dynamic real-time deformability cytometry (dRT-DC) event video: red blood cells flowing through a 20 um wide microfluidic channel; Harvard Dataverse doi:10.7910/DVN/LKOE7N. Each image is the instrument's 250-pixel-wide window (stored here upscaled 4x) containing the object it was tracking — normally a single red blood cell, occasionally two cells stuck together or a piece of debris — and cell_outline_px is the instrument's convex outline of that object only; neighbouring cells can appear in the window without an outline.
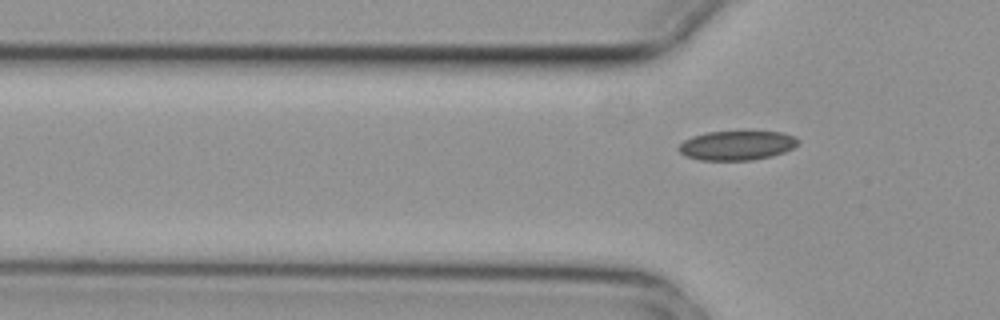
{"species": "common noctule bat (a hibernating species)", "species_latin": "Nyctalus noctula", "temperature_condition": "cold", "stored_images_in_passage": 3, "camera_frame_rate_fps": 3000, "um_per_image_px": 0.085, "animal": {"sex": "female", "body_mass_g": 29.2, "forearm_length_mm": 56.3}, "frame": {"image": 1, "passage_image": 3, "time_ms": 0.667, "image_size_px": [1000, 320], "cell_outline_px": [[800, 140], [792, 148], [784, 152], [772, 156], [752, 160], [700, 160], [684, 156], [676, 148], [684, 140], [692, 136], [708, 132], [784, 132], [796, 136]], "centroid_in_image_um": [62.62, 12.36], "position_along_channel_um": 63.2, "area_um2": 20.46}}